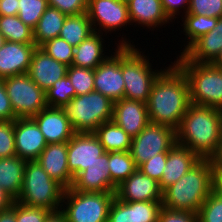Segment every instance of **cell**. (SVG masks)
I'll use <instances>...</instances> for the list:
<instances>
[{"instance_id":"cell-43","label":"cell","mask_w":222,"mask_h":222,"mask_svg":"<svg viewBox=\"0 0 222 222\" xmlns=\"http://www.w3.org/2000/svg\"><path fill=\"white\" fill-rule=\"evenodd\" d=\"M48 5L70 16L86 13L88 0H48Z\"/></svg>"},{"instance_id":"cell-37","label":"cell","mask_w":222,"mask_h":222,"mask_svg":"<svg viewBox=\"0 0 222 222\" xmlns=\"http://www.w3.org/2000/svg\"><path fill=\"white\" fill-rule=\"evenodd\" d=\"M40 48L53 59L71 66L74 58V47L60 37L48 40Z\"/></svg>"},{"instance_id":"cell-7","label":"cell","mask_w":222,"mask_h":222,"mask_svg":"<svg viewBox=\"0 0 222 222\" xmlns=\"http://www.w3.org/2000/svg\"><path fill=\"white\" fill-rule=\"evenodd\" d=\"M113 103L99 92L75 96L62 109L75 133H94L104 122L112 120Z\"/></svg>"},{"instance_id":"cell-23","label":"cell","mask_w":222,"mask_h":222,"mask_svg":"<svg viewBox=\"0 0 222 222\" xmlns=\"http://www.w3.org/2000/svg\"><path fill=\"white\" fill-rule=\"evenodd\" d=\"M201 158L187 147L176 143L168 152L167 162L163 170V176L159 183L162 191L177 182Z\"/></svg>"},{"instance_id":"cell-6","label":"cell","mask_w":222,"mask_h":222,"mask_svg":"<svg viewBox=\"0 0 222 222\" xmlns=\"http://www.w3.org/2000/svg\"><path fill=\"white\" fill-rule=\"evenodd\" d=\"M135 47L122 46L124 98L146 103L153 83L163 70L153 69L150 58Z\"/></svg>"},{"instance_id":"cell-27","label":"cell","mask_w":222,"mask_h":222,"mask_svg":"<svg viewBox=\"0 0 222 222\" xmlns=\"http://www.w3.org/2000/svg\"><path fill=\"white\" fill-rule=\"evenodd\" d=\"M26 162L18 156L0 158V187L15 200L22 189Z\"/></svg>"},{"instance_id":"cell-41","label":"cell","mask_w":222,"mask_h":222,"mask_svg":"<svg viewBox=\"0 0 222 222\" xmlns=\"http://www.w3.org/2000/svg\"><path fill=\"white\" fill-rule=\"evenodd\" d=\"M50 212L43 207L28 206L16 201L17 222H44Z\"/></svg>"},{"instance_id":"cell-33","label":"cell","mask_w":222,"mask_h":222,"mask_svg":"<svg viewBox=\"0 0 222 222\" xmlns=\"http://www.w3.org/2000/svg\"><path fill=\"white\" fill-rule=\"evenodd\" d=\"M108 165L111 184L115 188L138 169L129 151L108 152Z\"/></svg>"},{"instance_id":"cell-9","label":"cell","mask_w":222,"mask_h":222,"mask_svg":"<svg viewBox=\"0 0 222 222\" xmlns=\"http://www.w3.org/2000/svg\"><path fill=\"white\" fill-rule=\"evenodd\" d=\"M16 118H32L48 107L46 92L26 74L3 79Z\"/></svg>"},{"instance_id":"cell-53","label":"cell","mask_w":222,"mask_h":222,"mask_svg":"<svg viewBox=\"0 0 222 222\" xmlns=\"http://www.w3.org/2000/svg\"><path fill=\"white\" fill-rule=\"evenodd\" d=\"M212 64L215 65L216 67L222 69V50L220 51L218 57L216 58V60Z\"/></svg>"},{"instance_id":"cell-38","label":"cell","mask_w":222,"mask_h":222,"mask_svg":"<svg viewBox=\"0 0 222 222\" xmlns=\"http://www.w3.org/2000/svg\"><path fill=\"white\" fill-rule=\"evenodd\" d=\"M197 214L198 222H222V198L212 191Z\"/></svg>"},{"instance_id":"cell-24","label":"cell","mask_w":222,"mask_h":222,"mask_svg":"<svg viewBox=\"0 0 222 222\" xmlns=\"http://www.w3.org/2000/svg\"><path fill=\"white\" fill-rule=\"evenodd\" d=\"M131 23L151 31L173 22L165 14L161 0H130L127 2Z\"/></svg>"},{"instance_id":"cell-13","label":"cell","mask_w":222,"mask_h":222,"mask_svg":"<svg viewBox=\"0 0 222 222\" xmlns=\"http://www.w3.org/2000/svg\"><path fill=\"white\" fill-rule=\"evenodd\" d=\"M104 153L94 133H75L67 143V163L73 179Z\"/></svg>"},{"instance_id":"cell-51","label":"cell","mask_w":222,"mask_h":222,"mask_svg":"<svg viewBox=\"0 0 222 222\" xmlns=\"http://www.w3.org/2000/svg\"><path fill=\"white\" fill-rule=\"evenodd\" d=\"M44 222H67L64 212L60 210L51 211Z\"/></svg>"},{"instance_id":"cell-25","label":"cell","mask_w":222,"mask_h":222,"mask_svg":"<svg viewBox=\"0 0 222 222\" xmlns=\"http://www.w3.org/2000/svg\"><path fill=\"white\" fill-rule=\"evenodd\" d=\"M222 50V17L212 31L197 39L183 55L194 63H213Z\"/></svg>"},{"instance_id":"cell-46","label":"cell","mask_w":222,"mask_h":222,"mask_svg":"<svg viewBox=\"0 0 222 222\" xmlns=\"http://www.w3.org/2000/svg\"><path fill=\"white\" fill-rule=\"evenodd\" d=\"M165 14L172 21L178 18L175 15H180L182 9L186 14L189 7V0H161ZM181 10V11H180ZM180 13V14H179Z\"/></svg>"},{"instance_id":"cell-14","label":"cell","mask_w":222,"mask_h":222,"mask_svg":"<svg viewBox=\"0 0 222 222\" xmlns=\"http://www.w3.org/2000/svg\"><path fill=\"white\" fill-rule=\"evenodd\" d=\"M14 139L16 156L26 161H36L48 144L32 118L14 120Z\"/></svg>"},{"instance_id":"cell-50","label":"cell","mask_w":222,"mask_h":222,"mask_svg":"<svg viewBox=\"0 0 222 222\" xmlns=\"http://www.w3.org/2000/svg\"><path fill=\"white\" fill-rule=\"evenodd\" d=\"M0 222H17L16 221V201L13 206L7 210L0 211Z\"/></svg>"},{"instance_id":"cell-1","label":"cell","mask_w":222,"mask_h":222,"mask_svg":"<svg viewBox=\"0 0 222 222\" xmlns=\"http://www.w3.org/2000/svg\"><path fill=\"white\" fill-rule=\"evenodd\" d=\"M171 63L153 83L146 106L150 123L177 130L191 101L186 75L175 62Z\"/></svg>"},{"instance_id":"cell-10","label":"cell","mask_w":222,"mask_h":222,"mask_svg":"<svg viewBox=\"0 0 222 222\" xmlns=\"http://www.w3.org/2000/svg\"><path fill=\"white\" fill-rule=\"evenodd\" d=\"M176 144V130L166 125L148 123L132 138L130 154L137 167L155 155L169 152Z\"/></svg>"},{"instance_id":"cell-47","label":"cell","mask_w":222,"mask_h":222,"mask_svg":"<svg viewBox=\"0 0 222 222\" xmlns=\"http://www.w3.org/2000/svg\"><path fill=\"white\" fill-rule=\"evenodd\" d=\"M19 0H0V16L18 15Z\"/></svg>"},{"instance_id":"cell-15","label":"cell","mask_w":222,"mask_h":222,"mask_svg":"<svg viewBox=\"0 0 222 222\" xmlns=\"http://www.w3.org/2000/svg\"><path fill=\"white\" fill-rule=\"evenodd\" d=\"M162 201L125 202L114 197L109 207L108 222H158Z\"/></svg>"},{"instance_id":"cell-26","label":"cell","mask_w":222,"mask_h":222,"mask_svg":"<svg viewBox=\"0 0 222 222\" xmlns=\"http://www.w3.org/2000/svg\"><path fill=\"white\" fill-rule=\"evenodd\" d=\"M104 36L105 35L99 32H94L75 47L72 65L75 67L95 69L104 62L110 56L103 53L106 51L104 50Z\"/></svg>"},{"instance_id":"cell-4","label":"cell","mask_w":222,"mask_h":222,"mask_svg":"<svg viewBox=\"0 0 222 222\" xmlns=\"http://www.w3.org/2000/svg\"><path fill=\"white\" fill-rule=\"evenodd\" d=\"M174 62L189 82L191 104L222 110V69L212 63H194L183 54Z\"/></svg>"},{"instance_id":"cell-48","label":"cell","mask_w":222,"mask_h":222,"mask_svg":"<svg viewBox=\"0 0 222 222\" xmlns=\"http://www.w3.org/2000/svg\"><path fill=\"white\" fill-rule=\"evenodd\" d=\"M213 192L222 198V167L216 166L213 173Z\"/></svg>"},{"instance_id":"cell-8","label":"cell","mask_w":222,"mask_h":222,"mask_svg":"<svg viewBox=\"0 0 222 222\" xmlns=\"http://www.w3.org/2000/svg\"><path fill=\"white\" fill-rule=\"evenodd\" d=\"M113 192H82L65 189L61 210L67 222H108Z\"/></svg>"},{"instance_id":"cell-30","label":"cell","mask_w":222,"mask_h":222,"mask_svg":"<svg viewBox=\"0 0 222 222\" xmlns=\"http://www.w3.org/2000/svg\"><path fill=\"white\" fill-rule=\"evenodd\" d=\"M94 32L87 13H81L66 17L59 37L75 48Z\"/></svg>"},{"instance_id":"cell-22","label":"cell","mask_w":222,"mask_h":222,"mask_svg":"<svg viewBox=\"0 0 222 222\" xmlns=\"http://www.w3.org/2000/svg\"><path fill=\"white\" fill-rule=\"evenodd\" d=\"M36 161L64 189L71 188L73 176L67 163V143L47 144Z\"/></svg>"},{"instance_id":"cell-36","label":"cell","mask_w":222,"mask_h":222,"mask_svg":"<svg viewBox=\"0 0 222 222\" xmlns=\"http://www.w3.org/2000/svg\"><path fill=\"white\" fill-rule=\"evenodd\" d=\"M48 6V0H19L18 17L34 30Z\"/></svg>"},{"instance_id":"cell-5","label":"cell","mask_w":222,"mask_h":222,"mask_svg":"<svg viewBox=\"0 0 222 222\" xmlns=\"http://www.w3.org/2000/svg\"><path fill=\"white\" fill-rule=\"evenodd\" d=\"M64 190L37 161H27L22 189L15 201L56 211L61 209Z\"/></svg>"},{"instance_id":"cell-40","label":"cell","mask_w":222,"mask_h":222,"mask_svg":"<svg viewBox=\"0 0 222 222\" xmlns=\"http://www.w3.org/2000/svg\"><path fill=\"white\" fill-rule=\"evenodd\" d=\"M16 156L14 120H0V158Z\"/></svg>"},{"instance_id":"cell-54","label":"cell","mask_w":222,"mask_h":222,"mask_svg":"<svg viewBox=\"0 0 222 222\" xmlns=\"http://www.w3.org/2000/svg\"><path fill=\"white\" fill-rule=\"evenodd\" d=\"M6 39L4 38V36L0 33V49L3 47V45L5 44Z\"/></svg>"},{"instance_id":"cell-32","label":"cell","mask_w":222,"mask_h":222,"mask_svg":"<svg viewBox=\"0 0 222 222\" xmlns=\"http://www.w3.org/2000/svg\"><path fill=\"white\" fill-rule=\"evenodd\" d=\"M0 33L6 41L19 43H35L34 31L15 16H0Z\"/></svg>"},{"instance_id":"cell-29","label":"cell","mask_w":222,"mask_h":222,"mask_svg":"<svg viewBox=\"0 0 222 222\" xmlns=\"http://www.w3.org/2000/svg\"><path fill=\"white\" fill-rule=\"evenodd\" d=\"M66 17L58 9L48 6L33 30L36 46L40 47L46 41L59 37Z\"/></svg>"},{"instance_id":"cell-12","label":"cell","mask_w":222,"mask_h":222,"mask_svg":"<svg viewBox=\"0 0 222 222\" xmlns=\"http://www.w3.org/2000/svg\"><path fill=\"white\" fill-rule=\"evenodd\" d=\"M86 13L94 31L101 34L106 32V36L109 31L119 32L122 27L133 25L129 17L128 5L121 0H88Z\"/></svg>"},{"instance_id":"cell-3","label":"cell","mask_w":222,"mask_h":222,"mask_svg":"<svg viewBox=\"0 0 222 222\" xmlns=\"http://www.w3.org/2000/svg\"><path fill=\"white\" fill-rule=\"evenodd\" d=\"M213 159H201L177 182L163 191V207L198 213L213 191Z\"/></svg>"},{"instance_id":"cell-35","label":"cell","mask_w":222,"mask_h":222,"mask_svg":"<svg viewBox=\"0 0 222 222\" xmlns=\"http://www.w3.org/2000/svg\"><path fill=\"white\" fill-rule=\"evenodd\" d=\"M67 76L75 89V96L94 91V69L68 66Z\"/></svg>"},{"instance_id":"cell-34","label":"cell","mask_w":222,"mask_h":222,"mask_svg":"<svg viewBox=\"0 0 222 222\" xmlns=\"http://www.w3.org/2000/svg\"><path fill=\"white\" fill-rule=\"evenodd\" d=\"M75 97V89L69 77L57 80L50 89L46 91V102L48 107L62 108Z\"/></svg>"},{"instance_id":"cell-17","label":"cell","mask_w":222,"mask_h":222,"mask_svg":"<svg viewBox=\"0 0 222 222\" xmlns=\"http://www.w3.org/2000/svg\"><path fill=\"white\" fill-rule=\"evenodd\" d=\"M32 119L38 125L48 144L68 143L75 134L70 120L62 108L47 107L33 116Z\"/></svg>"},{"instance_id":"cell-2","label":"cell","mask_w":222,"mask_h":222,"mask_svg":"<svg viewBox=\"0 0 222 222\" xmlns=\"http://www.w3.org/2000/svg\"><path fill=\"white\" fill-rule=\"evenodd\" d=\"M222 140V110L191 104L176 130V143L201 159H214Z\"/></svg>"},{"instance_id":"cell-11","label":"cell","mask_w":222,"mask_h":222,"mask_svg":"<svg viewBox=\"0 0 222 222\" xmlns=\"http://www.w3.org/2000/svg\"><path fill=\"white\" fill-rule=\"evenodd\" d=\"M116 43L115 52L94 69V91L112 102L124 99V78L122 76V46H135L131 39L123 37Z\"/></svg>"},{"instance_id":"cell-16","label":"cell","mask_w":222,"mask_h":222,"mask_svg":"<svg viewBox=\"0 0 222 222\" xmlns=\"http://www.w3.org/2000/svg\"><path fill=\"white\" fill-rule=\"evenodd\" d=\"M115 197L125 202L162 201L163 191L159 182L137 169L117 186Z\"/></svg>"},{"instance_id":"cell-31","label":"cell","mask_w":222,"mask_h":222,"mask_svg":"<svg viewBox=\"0 0 222 222\" xmlns=\"http://www.w3.org/2000/svg\"><path fill=\"white\" fill-rule=\"evenodd\" d=\"M183 33H185V44L183 50L179 55H182L197 39L201 36L206 35L216 26L218 19L215 17H207L205 15H192L185 14L183 18L182 13ZM187 38V41H186ZM189 40V41H188ZM186 45V46H185Z\"/></svg>"},{"instance_id":"cell-19","label":"cell","mask_w":222,"mask_h":222,"mask_svg":"<svg viewBox=\"0 0 222 222\" xmlns=\"http://www.w3.org/2000/svg\"><path fill=\"white\" fill-rule=\"evenodd\" d=\"M112 120L133 138L149 123L146 103L126 98L120 99L113 103Z\"/></svg>"},{"instance_id":"cell-45","label":"cell","mask_w":222,"mask_h":222,"mask_svg":"<svg viewBox=\"0 0 222 222\" xmlns=\"http://www.w3.org/2000/svg\"><path fill=\"white\" fill-rule=\"evenodd\" d=\"M15 119L16 115L14 114V111L12 109L3 79H0V120L13 121Z\"/></svg>"},{"instance_id":"cell-21","label":"cell","mask_w":222,"mask_h":222,"mask_svg":"<svg viewBox=\"0 0 222 222\" xmlns=\"http://www.w3.org/2000/svg\"><path fill=\"white\" fill-rule=\"evenodd\" d=\"M68 66L49 56L40 47L33 52L28 75L43 90L47 91L59 79L67 75Z\"/></svg>"},{"instance_id":"cell-52","label":"cell","mask_w":222,"mask_h":222,"mask_svg":"<svg viewBox=\"0 0 222 222\" xmlns=\"http://www.w3.org/2000/svg\"><path fill=\"white\" fill-rule=\"evenodd\" d=\"M213 162L216 166H221L222 167V140H221V145L218 154L215 156L213 159Z\"/></svg>"},{"instance_id":"cell-20","label":"cell","mask_w":222,"mask_h":222,"mask_svg":"<svg viewBox=\"0 0 222 222\" xmlns=\"http://www.w3.org/2000/svg\"><path fill=\"white\" fill-rule=\"evenodd\" d=\"M35 43L6 41L0 49V79L28 73Z\"/></svg>"},{"instance_id":"cell-42","label":"cell","mask_w":222,"mask_h":222,"mask_svg":"<svg viewBox=\"0 0 222 222\" xmlns=\"http://www.w3.org/2000/svg\"><path fill=\"white\" fill-rule=\"evenodd\" d=\"M168 152L155 155L153 158L148 159L141 164L138 169L145 175L159 182L163 176V170L167 162Z\"/></svg>"},{"instance_id":"cell-49","label":"cell","mask_w":222,"mask_h":222,"mask_svg":"<svg viewBox=\"0 0 222 222\" xmlns=\"http://www.w3.org/2000/svg\"><path fill=\"white\" fill-rule=\"evenodd\" d=\"M15 199L0 187V211H4L13 206Z\"/></svg>"},{"instance_id":"cell-28","label":"cell","mask_w":222,"mask_h":222,"mask_svg":"<svg viewBox=\"0 0 222 222\" xmlns=\"http://www.w3.org/2000/svg\"><path fill=\"white\" fill-rule=\"evenodd\" d=\"M105 152L129 151L132 138L113 120L102 123L94 132Z\"/></svg>"},{"instance_id":"cell-18","label":"cell","mask_w":222,"mask_h":222,"mask_svg":"<svg viewBox=\"0 0 222 222\" xmlns=\"http://www.w3.org/2000/svg\"><path fill=\"white\" fill-rule=\"evenodd\" d=\"M71 189L82 192H113L116 188L111 184L108 165V152L97 157L84 171L80 172L72 182Z\"/></svg>"},{"instance_id":"cell-44","label":"cell","mask_w":222,"mask_h":222,"mask_svg":"<svg viewBox=\"0 0 222 222\" xmlns=\"http://www.w3.org/2000/svg\"><path fill=\"white\" fill-rule=\"evenodd\" d=\"M158 222H198V214L190 211L171 210L162 207Z\"/></svg>"},{"instance_id":"cell-39","label":"cell","mask_w":222,"mask_h":222,"mask_svg":"<svg viewBox=\"0 0 222 222\" xmlns=\"http://www.w3.org/2000/svg\"><path fill=\"white\" fill-rule=\"evenodd\" d=\"M186 14L222 17V0H189Z\"/></svg>"}]
</instances>
